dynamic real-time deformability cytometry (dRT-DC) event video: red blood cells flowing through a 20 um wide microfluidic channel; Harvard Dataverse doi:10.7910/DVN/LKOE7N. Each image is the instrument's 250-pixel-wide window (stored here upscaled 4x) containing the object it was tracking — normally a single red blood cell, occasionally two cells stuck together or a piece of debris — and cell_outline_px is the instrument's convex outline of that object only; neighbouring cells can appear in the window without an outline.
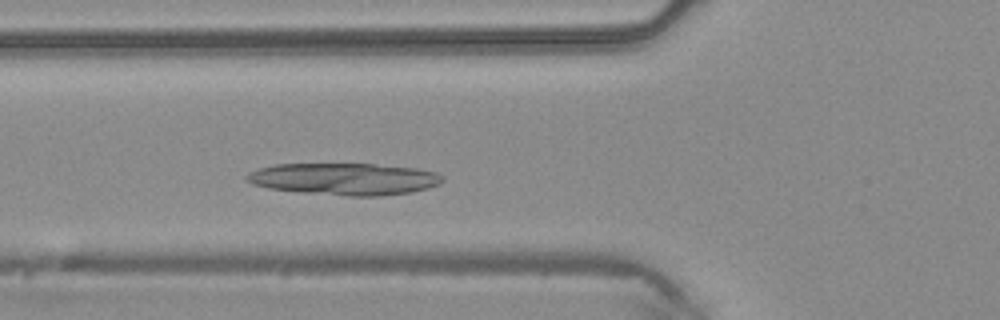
{"species": "common noctule bat (a hibernating species)", "species_latin": "Nyctalus noctula", "temperature_condition": "warm", "stored_images_in_passage": 42, "camera_frame_rate_fps": 3000, "um_per_image_px": 0.085, "animal": {"sex": "male", "body_mass_g": 20.4}, "frame": {"image": 1, "passage_image": 12, "time_ms": 3.667, "image_size_px": [1000, 320], "cell_outline_px": [[444, 180], [440, 184], [428, 188], [412, 192], [380, 196], [348, 196], [304, 192], [268, 188], [252, 184], [244, 180], [244, 176], [248, 172], [260, 168], [276, 164], [372, 164], [416, 168], [436, 172], [444, 176]], "centroid_in_image_um": [29.28, 15.21], "position_along_channel_um": 96.5, "area_um2": 36.53}}
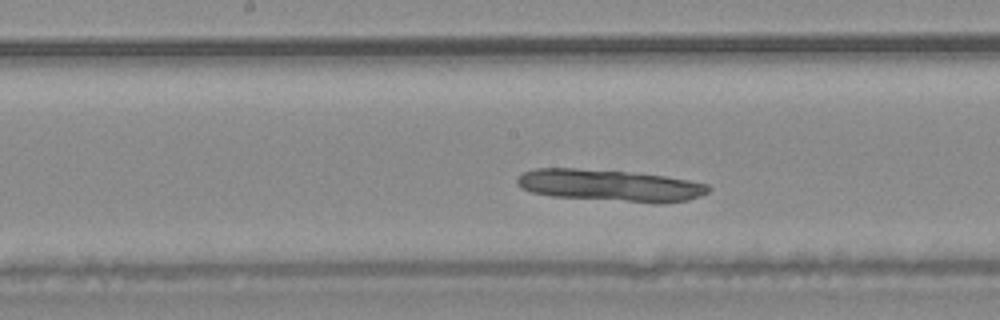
{"frame": {"image": 2, "passage_image": 19, "time_ms": 6.0, "image_size_px": [1000, 320], "cell_outline_px": [[712, 188], [708, 192], [700, 196], [688, 200], [660, 204], [656, 204], [552, 196], [532, 192], [520, 188], [516, 184], [516, 180], [524, 172], [536, 168], [576, 168], [636, 172], [664, 176], [688, 180], [708, 184]], "centroid_in_image_um": [51.87, 15.77], "position_along_channel_um": 196.3, "area_um2": 35.89}}
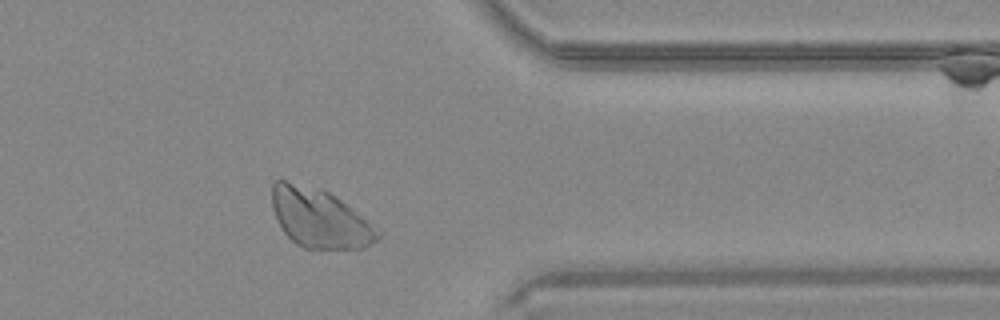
{"frame": {"image": 3, "passage_image": 33, "time_ms": 10.667, "image_size_px": [1000, 320], "cell_outline_px": [[380, 236], [376, 240], [364, 248], [304, 248], [296, 244], [284, 232], [272, 208], [272, 184], [276, 180], [284, 180], [320, 188], [328, 192], [352, 208], [380, 232]], "centroid_in_image_um": [27.13, 18.54], "position_along_channel_um": 384.3, "area_um2": 35.78}}